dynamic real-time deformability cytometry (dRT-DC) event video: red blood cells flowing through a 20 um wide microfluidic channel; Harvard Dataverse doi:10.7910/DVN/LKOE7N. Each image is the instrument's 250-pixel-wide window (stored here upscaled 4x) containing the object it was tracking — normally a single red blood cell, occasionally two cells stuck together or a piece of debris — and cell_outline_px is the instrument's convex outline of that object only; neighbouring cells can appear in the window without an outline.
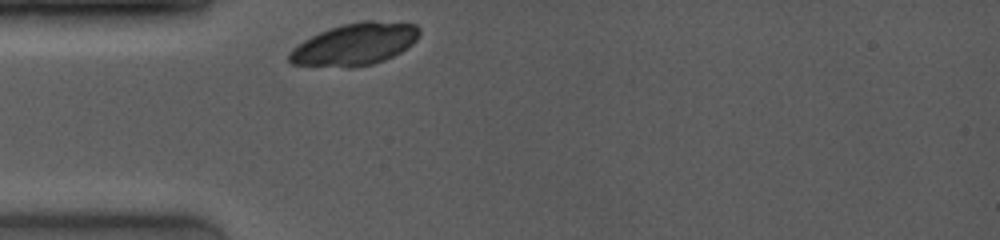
{"species": "common noctule bat (a hibernating species)", "species_latin": "Nyctalus noctula", "temperature_condition": "room temperature", "stored_images_in_passage": 16, "camera_frame_rate_fps": 4000, "um_per_image_px": 0.085, "animal": {"sex": "female", "body_mass_g": 19.0, "forearm_length_mm": 53.3}, "frame": {"image": 1, "passage_image": 1, "time_ms": 0.0, "image_size_px": [1000, 240], "cell_outline_px": [[420, 36], [408, 48], [384, 60], [372, 64], [356, 68], [352, 68], [292, 64], [288, 60], [288, 56], [292, 48], [304, 40], [320, 32], [344, 24], [364, 20], [372, 20], [416, 24], [420, 28]], "centroid_in_image_um": [30.19, 3.76], "position_along_channel_um": 54.8, "area_um2": 31.96}}
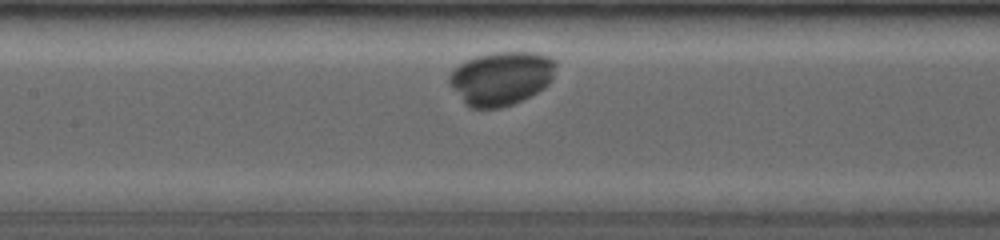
{"frame": {"image": 2, "passage_image": 12, "time_ms": 3.0, "image_size_px": [1000, 240], "cell_outline_px": [[556, 64], [552, 80], [544, 88], [512, 104], [500, 108], [472, 108], [464, 104], [448, 84], [448, 76], [452, 68], [476, 56], [492, 52], [536, 52], [548, 56], [556, 60]], "centroid_in_image_um": [42.57, 6.64], "position_along_channel_um": 164.8, "area_um2": 33.52}}